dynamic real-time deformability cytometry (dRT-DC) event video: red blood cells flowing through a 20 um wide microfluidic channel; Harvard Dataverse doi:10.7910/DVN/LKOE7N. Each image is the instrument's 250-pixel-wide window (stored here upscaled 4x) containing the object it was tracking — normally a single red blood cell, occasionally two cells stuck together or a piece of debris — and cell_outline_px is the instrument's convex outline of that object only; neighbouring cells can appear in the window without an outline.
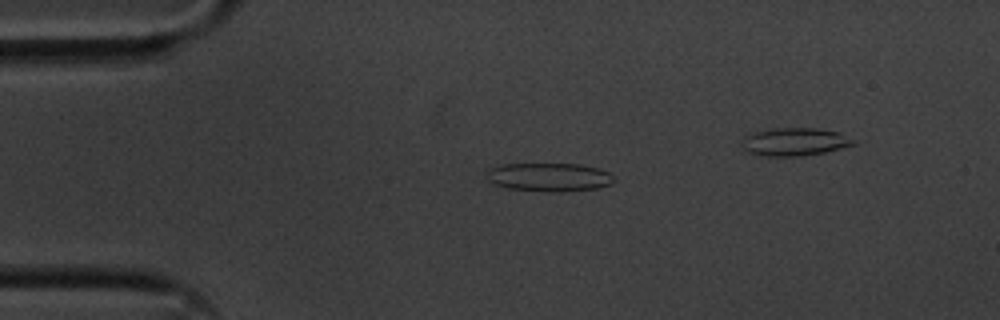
{"species": "common noctule bat (a hibernating species)", "species_latin": "Nyctalus noctula", "temperature_condition": "cold", "stored_images_in_passage": 49, "segment_of_instrument_passage": [1, 2], "camera_frame_rate_fps": 3000, "um_per_image_px": 0.085, "animal": {"sex": "male", "body_mass_g": 20.1, "forearm_length_mm": 53.5}, "frame": {"image": 1, "passage_image": 13, "time_ms": 4.0, "image_size_px": [1000, 320], "cell_outline_px": [[616, 180], [612, 184], [596, 188], [564, 192], [548, 192], [508, 188], [496, 184], [488, 180], [488, 168], [500, 164], [580, 164], [596, 168], [608, 172], [616, 176]], "centroid_in_image_um": [46.72, 15.06], "position_along_channel_um": 38.3, "area_um2": 21.27}}
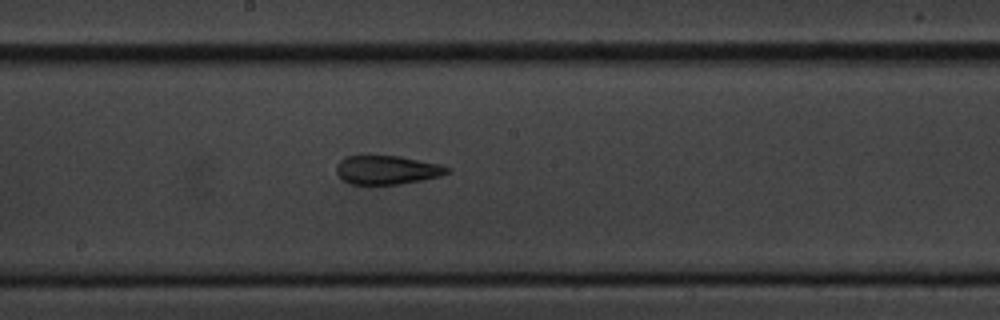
{"frame": {"image": 2, "passage_image": 30, "time_ms": 9.667, "image_size_px": [1000, 320], "cell_outline_px": [[452, 172], [440, 176], [400, 184], [352, 184], [344, 180], [336, 172], [336, 164], [344, 156], [400, 156], [440, 164], [452, 168]], "centroid_in_image_um": [32.93, 14.43], "position_along_channel_um": 215.3, "area_um2": 18.61}}
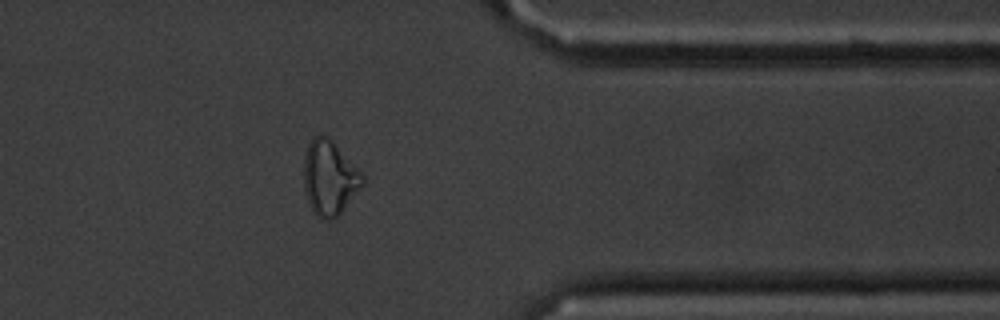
{"frame": {"image": 3, "passage_image": 45, "time_ms": 14.667, "image_size_px": [1000, 320], "cell_outline_px": [[364, 184], [344, 208], [332, 220], [320, 220], [312, 212], [304, 188], [304, 156], [308, 144], [312, 136], [320, 132], [328, 136], [364, 176]], "centroid_in_image_um": [27.97, 15.11], "position_along_channel_um": 383.4, "area_um2": 25.55}}